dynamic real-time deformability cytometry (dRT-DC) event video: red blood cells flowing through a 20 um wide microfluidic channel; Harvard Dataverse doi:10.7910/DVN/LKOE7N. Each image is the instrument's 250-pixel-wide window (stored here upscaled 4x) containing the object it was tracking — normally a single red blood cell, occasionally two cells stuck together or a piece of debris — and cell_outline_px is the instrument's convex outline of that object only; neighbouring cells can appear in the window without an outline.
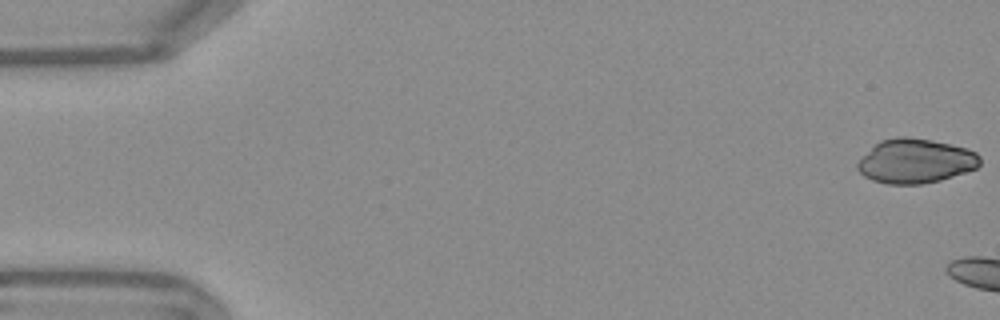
{"species": "Egyptian fruit bat (a non-hibernating species)", "species_latin": "Rousettus aegyptiacus", "temperature_condition": "warm", "stored_images_in_passage": 9, "camera_frame_rate_fps": 3000, "um_per_image_px": 0.085, "frame": {"image": 1, "passage_image": 1, "time_ms": 0.0, "image_size_px": [1000, 320], "cell_outline_px": [[980, 164], [976, 168], [940, 180], [920, 184], [888, 184], [872, 180], [864, 176], [856, 168], [856, 164], [880, 140], [896, 136], [904, 136], [932, 140], [968, 148], [976, 152], [980, 156]], "centroid_in_image_um": [77.82, 13.68], "position_along_channel_um": 7.2, "area_um2": 31.5}}